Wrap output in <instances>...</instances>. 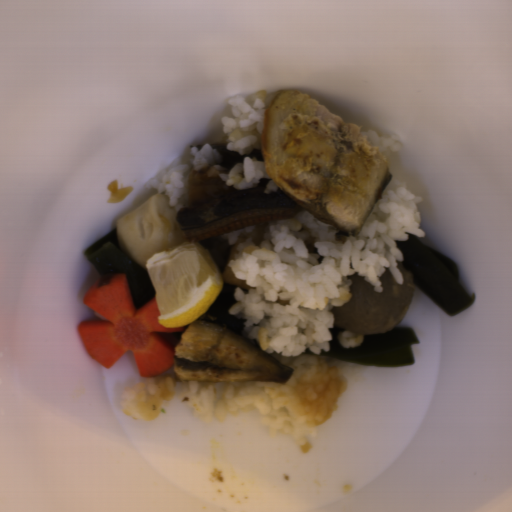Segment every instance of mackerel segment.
Here are the masks:
<instances>
[{
	"label": "mackerel segment",
	"mask_w": 512,
	"mask_h": 512,
	"mask_svg": "<svg viewBox=\"0 0 512 512\" xmlns=\"http://www.w3.org/2000/svg\"><path fill=\"white\" fill-rule=\"evenodd\" d=\"M261 154L275 186L340 234H357L392 175L379 150L304 90L281 89L264 113Z\"/></svg>",
	"instance_id": "14911b7f"
},
{
	"label": "mackerel segment",
	"mask_w": 512,
	"mask_h": 512,
	"mask_svg": "<svg viewBox=\"0 0 512 512\" xmlns=\"http://www.w3.org/2000/svg\"><path fill=\"white\" fill-rule=\"evenodd\" d=\"M294 370L222 323L195 319L174 344L172 377L204 383L289 381Z\"/></svg>",
	"instance_id": "c1d32c5f"
}]
</instances>
